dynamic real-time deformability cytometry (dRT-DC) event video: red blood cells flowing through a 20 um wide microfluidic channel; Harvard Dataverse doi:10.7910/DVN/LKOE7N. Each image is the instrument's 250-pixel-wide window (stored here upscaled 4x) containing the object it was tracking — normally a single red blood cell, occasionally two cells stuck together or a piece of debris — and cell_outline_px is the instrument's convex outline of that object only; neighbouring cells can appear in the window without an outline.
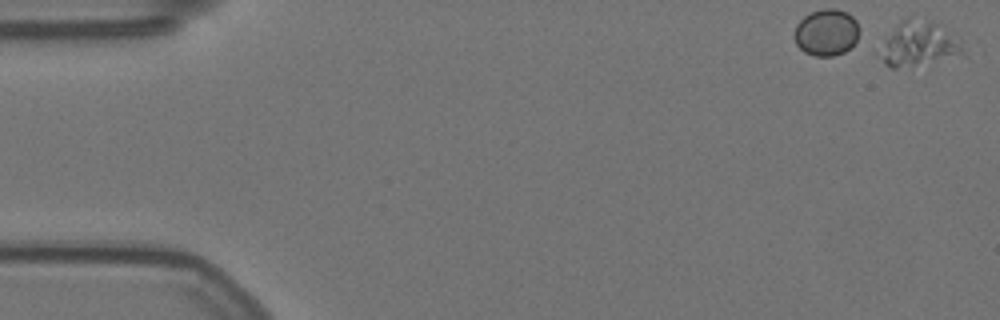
{"species": "Egyptian fruit bat (a non-hibernating species)", "species_latin": "Rousettus aegyptiacus", "temperature_condition": "warm", "stored_images_in_passage": 21, "camera_frame_rate_fps": 3000, "um_per_image_px": 0.085, "animal": {"sex": "female"}, "frame": {"image": 1, "passage_image": 1, "time_ms": 0.0, "image_size_px": [1000, 320], "cell_outline_px": [[968, 56], [896, 68], [892, 68], [884, 64], [884, 40], [900, 20], [908, 16], [940, 20], [944, 24]], "centroid_in_image_um": [78.2, 3.67], "position_along_channel_um": 6.8, "area_um2": 21.79}}
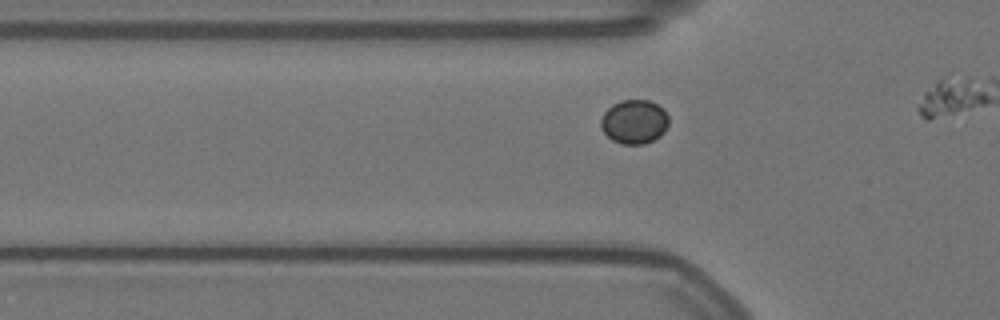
{"frame": {"image": 2, "passage_image": 15, "time_ms": 4.667, "image_size_px": [1000, 320], "cell_outline_px": [[668, 124], [664, 132], [660, 136], [644, 144], [620, 144], [612, 140], [600, 128], [600, 120], [604, 112], [612, 104], [620, 100], [648, 100], [664, 108], [668, 116]], "centroid_in_image_um": [53.9, 10.34], "position_along_channel_um": 71.9, "area_um2": 17.57}}
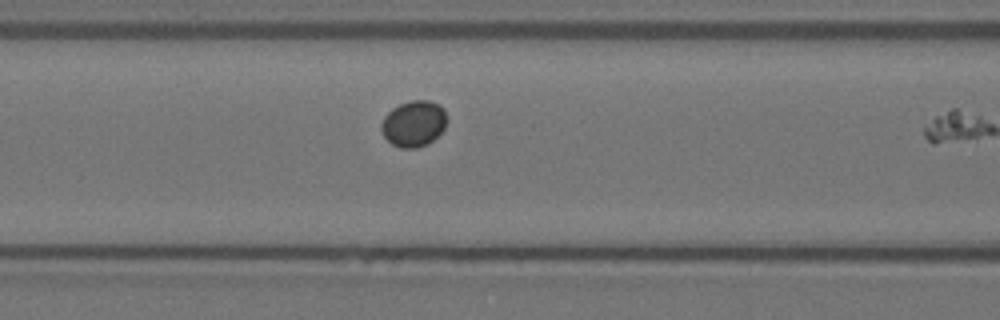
{"frame": {"image": 3, "passage_image": 20, "time_ms": 6.333, "image_size_px": [1000, 320], "cell_outline_px": [[444, 128], [428, 144], [416, 148], [400, 148], [392, 144], [384, 136], [380, 128], [380, 124], [384, 116], [392, 108], [400, 104], [412, 100], [428, 100], [440, 104], [444, 108]], "centroid_in_image_um": [35.13, 10.5], "position_along_channel_um": 131.5, "area_um2": 17.46}}